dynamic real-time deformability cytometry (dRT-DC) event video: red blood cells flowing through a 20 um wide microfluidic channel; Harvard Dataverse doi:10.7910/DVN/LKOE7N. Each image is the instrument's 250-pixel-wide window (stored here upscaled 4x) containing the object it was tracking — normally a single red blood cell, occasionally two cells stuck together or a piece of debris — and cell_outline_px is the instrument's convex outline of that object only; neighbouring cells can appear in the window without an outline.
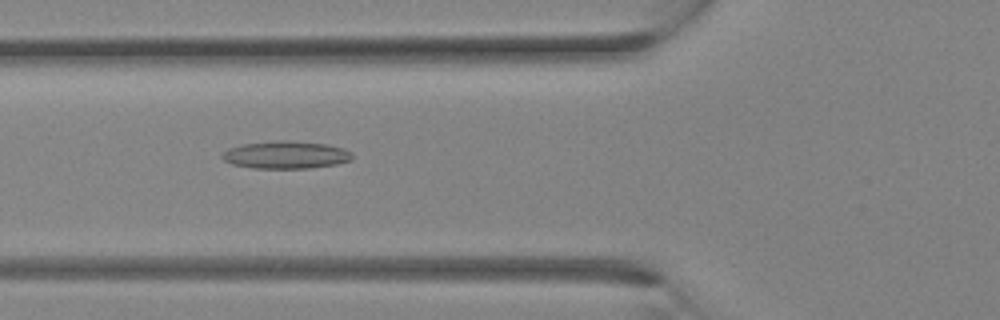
{"species": "Egyptian fruit bat (a non-hibernating species)", "species_latin": "Rousettus aegyptiacus", "temperature_condition": "room temperature", "stored_images_in_passage": 31, "camera_frame_rate_fps": 3000, "um_per_image_px": 0.085, "animal": {"sex": "female"}, "frame": {"image": 1, "passage_image": 11, "time_ms": 3.333, "image_size_px": [1000, 320], "cell_outline_px": [[352, 160], [336, 164], [308, 168], [252, 168], [232, 164], [224, 160], [220, 156], [228, 148], [240, 144], [280, 140], [284, 140], [324, 144], [344, 148], [352, 152]], "centroid_in_image_um": [24.28, 13.16], "position_along_channel_um": 101.5, "area_um2": 20.87}}
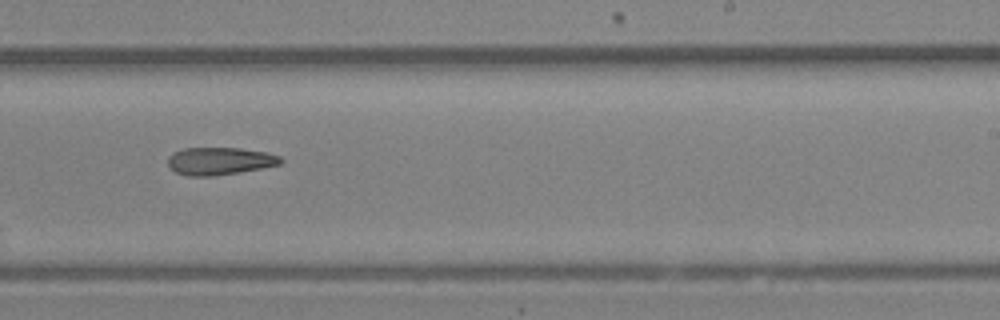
{"frame": {"image": 2, "passage_image": 19, "time_ms": 6.0, "image_size_px": [1000, 320], "cell_outline_px": [[284, 160], [280, 164], [240, 172], [212, 176], [188, 176], [176, 172], [168, 164], [168, 156], [172, 152], [184, 148], [240, 148], [264, 152], [280, 156]], "centroid_in_image_um": [18.65, 13.68], "position_along_channel_um": 270.3, "area_um2": 18.03}}
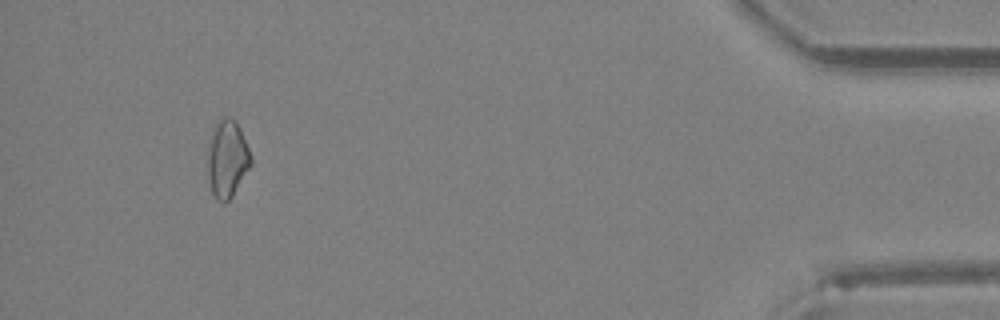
{"frame": {"image": 3, "passage_image": 29, "time_ms": 9.333, "image_size_px": [1000, 320], "cell_outline_px": [[252, 164], [232, 196], [224, 204], [216, 200], [212, 192], [208, 180], [208, 144], [212, 128], [216, 120], [224, 116], [232, 116], [236, 120], [240, 128], [252, 156]], "centroid_in_image_um": [19.31, 13.45], "position_along_channel_um": 415.9, "area_um2": 19.94}}